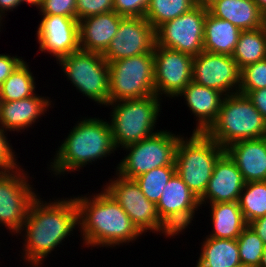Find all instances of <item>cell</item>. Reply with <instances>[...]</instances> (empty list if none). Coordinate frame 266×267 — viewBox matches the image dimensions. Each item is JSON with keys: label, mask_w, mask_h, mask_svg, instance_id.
I'll list each match as a JSON object with an SVG mask.
<instances>
[{"label": "cell", "mask_w": 266, "mask_h": 267, "mask_svg": "<svg viewBox=\"0 0 266 267\" xmlns=\"http://www.w3.org/2000/svg\"><path fill=\"white\" fill-rule=\"evenodd\" d=\"M184 135L176 148V173L200 199L206 191L215 164L225 153V149L206 133L192 132L186 137Z\"/></svg>", "instance_id": "obj_5"}, {"label": "cell", "mask_w": 266, "mask_h": 267, "mask_svg": "<svg viewBox=\"0 0 266 267\" xmlns=\"http://www.w3.org/2000/svg\"><path fill=\"white\" fill-rule=\"evenodd\" d=\"M51 99L36 92L33 96L18 101L0 102V126L10 133L22 134L29 131L42 116H46L50 108L55 107V102Z\"/></svg>", "instance_id": "obj_18"}, {"label": "cell", "mask_w": 266, "mask_h": 267, "mask_svg": "<svg viewBox=\"0 0 266 267\" xmlns=\"http://www.w3.org/2000/svg\"><path fill=\"white\" fill-rule=\"evenodd\" d=\"M39 15H59L76 18V0H43Z\"/></svg>", "instance_id": "obj_36"}, {"label": "cell", "mask_w": 266, "mask_h": 267, "mask_svg": "<svg viewBox=\"0 0 266 267\" xmlns=\"http://www.w3.org/2000/svg\"><path fill=\"white\" fill-rule=\"evenodd\" d=\"M26 170L20 167L0 172V227L12 237L21 231L31 201L39 194L33 185L34 177Z\"/></svg>", "instance_id": "obj_11"}, {"label": "cell", "mask_w": 266, "mask_h": 267, "mask_svg": "<svg viewBox=\"0 0 266 267\" xmlns=\"http://www.w3.org/2000/svg\"><path fill=\"white\" fill-rule=\"evenodd\" d=\"M241 70L232 56L200 52L193 57L192 81L225 96L239 93Z\"/></svg>", "instance_id": "obj_15"}, {"label": "cell", "mask_w": 266, "mask_h": 267, "mask_svg": "<svg viewBox=\"0 0 266 267\" xmlns=\"http://www.w3.org/2000/svg\"><path fill=\"white\" fill-rule=\"evenodd\" d=\"M150 0H113L114 11L123 17H144Z\"/></svg>", "instance_id": "obj_37"}, {"label": "cell", "mask_w": 266, "mask_h": 267, "mask_svg": "<svg viewBox=\"0 0 266 267\" xmlns=\"http://www.w3.org/2000/svg\"><path fill=\"white\" fill-rule=\"evenodd\" d=\"M153 58L155 95L165 102L175 99L192 81L193 56L155 43Z\"/></svg>", "instance_id": "obj_14"}, {"label": "cell", "mask_w": 266, "mask_h": 267, "mask_svg": "<svg viewBox=\"0 0 266 267\" xmlns=\"http://www.w3.org/2000/svg\"><path fill=\"white\" fill-rule=\"evenodd\" d=\"M194 267H242L236 239L202 238Z\"/></svg>", "instance_id": "obj_25"}, {"label": "cell", "mask_w": 266, "mask_h": 267, "mask_svg": "<svg viewBox=\"0 0 266 267\" xmlns=\"http://www.w3.org/2000/svg\"><path fill=\"white\" fill-rule=\"evenodd\" d=\"M37 195L29 206L24 225L16 235L22 239L20 258L30 267H43L52 252L79 231V212L74 195L43 200ZM52 199V200H51ZM23 234V235H22ZM72 235V236H70ZM66 242V243H64ZM56 249V250H55ZM52 253V254H51Z\"/></svg>", "instance_id": "obj_1"}, {"label": "cell", "mask_w": 266, "mask_h": 267, "mask_svg": "<svg viewBox=\"0 0 266 267\" xmlns=\"http://www.w3.org/2000/svg\"><path fill=\"white\" fill-rule=\"evenodd\" d=\"M74 124L47 163L50 175L59 180L62 175L80 172L117 152L109 120L85 115Z\"/></svg>", "instance_id": "obj_3"}, {"label": "cell", "mask_w": 266, "mask_h": 267, "mask_svg": "<svg viewBox=\"0 0 266 267\" xmlns=\"http://www.w3.org/2000/svg\"><path fill=\"white\" fill-rule=\"evenodd\" d=\"M183 134L161 129L149 138L124 147L121 150L126 154L116 163L114 172L134 180L154 168L175 165L177 144Z\"/></svg>", "instance_id": "obj_8"}, {"label": "cell", "mask_w": 266, "mask_h": 267, "mask_svg": "<svg viewBox=\"0 0 266 267\" xmlns=\"http://www.w3.org/2000/svg\"><path fill=\"white\" fill-rule=\"evenodd\" d=\"M115 175V176H114ZM102 187L114 198L130 217L137 229L145 236L146 232L173 239L175 235L161 222L156 205L149 201L135 180L121 177L116 172Z\"/></svg>", "instance_id": "obj_10"}, {"label": "cell", "mask_w": 266, "mask_h": 267, "mask_svg": "<svg viewBox=\"0 0 266 267\" xmlns=\"http://www.w3.org/2000/svg\"><path fill=\"white\" fill-rule=\"evenodd\" d=\"M114 11L113 0H76V19Z\"/></svg>", "instance_id": "obj_35"}, {"label": "cell", "mask_w": 266, "mask_h": 267, "mask_svg": "<svg viewBox=\"0 0 266 267\" xmlns=\"http://www.w3.org/2000/svg\"><path fill=\"white\" fill-rule=\"evenodd\" d=\"M205 4L211 15L230 21L241 31L261 28L266 22L253 0H208Z\"/></svg>", "instance_id": "obj_23"}, {"label": "cell", "mask_w": 266, "mask_h": 267, "mask_svg": "<svg viewBox=\"0 0 266 267\" xmlns=\"http://www.w3.org/2000/svg\"><path fill=\"white\" fill-rule=\"evenodd\" d=\"M198 0H150L144 18L156 30L163 23L188 12Z\"/></svg>", "instance_id": "obj_29"}, {"label": "cell", "mask_w": 266, "mask_h": 267, "mask_svg": "<svg viewBox=\"0 0 266 267\" xmlns=\"http://www.w3.org/2000/svg\"><path fill=\"white\" fill-rule=\"evenodd\" d=\"M236 240L242 267H259L265 245L263 240L249 225Z\"/></svg>", "instance_id": "obj_32"}, {"label": "cell", "mask_w": 266, "mask_h": 267, "mask_svg": "<svg viewBox=\"0 0 266 267\" xmlns=\"http://www.w3.org/2000/svg\"><path fill=\"white\" fill-rule=\"evenodd\" d=\"M20 7L19 0H0V27L3 29L7 13L14 12V9Z\"/></svg>", "instance_id": "obj_40"}, {"label": "cell", "mask_w": 266, "mask_h": 267, "mask_svg": "<svg viewBox=\"0 0 266 267\" xmlns=\"http://www.w3.org/2000/svg\"><path fill=\"white\" fill-rule=\"evenodd\" d=\"M209 209L211 232L206 235L213 238L237 239L248 225L239 207L238 201L209 203L201 207Z\"/></svg>", "instance_id": "obj_24"}, {"label": "cell", "mask_w": 266, "mask_h": 267, "mask_svg": "<svg viewBox=\"0 0 266 267\" xmlns=\"http://www.w3.org/2000/svg\"><path fill=\"white\" fill-rule=\"evenodd\" d=\"M43 0H19L20 2V6L24 3L25 4H28L29 6H35L38 10L40 9L41 7V3H42Z\"/></svg>", "instance_id": "obj_43"}, {"label": "cell", "mask_w": 266, "mask_h": 267, "mask_svg": "<svg viewBox=\"0 0 266 267\" xmlns=\"http://www.w3.org/2000/svg\"><path fill=\"white\" fill-rule=\"evenodd\" d=\"M208 0H198V2H200V3H205V2H207Z\"/></svg>", "instance_id": "obj_45"}, {"label": "cell", "mask_w": 266, "mask_h": 267, "mask_svg": "<svg viewBox=\"0 0 266 267\" xmlns=\"http://www.w3.org/2000/svg\"><path fill=\"white\" fill-rule=\"evenodd\" d=\"M23 61L0 86V102L18 101L33 96L37 91L36 78L30 65Z\"/></svg>", "instance_id": "obj_28"}, {"label": "cell", "mask_w": 266, "mask_h": 267, "mask_svg": "<svg viewBox=\"0 0 266 267\" xmlns=\"http://www.w3.org/2000/svg\"><path fill=\"white\" fill-rule=\"evenodd\" d=\"M36 29L39 51L54 57V63L80 50L79 22L76 18L59 15H41Z\"/></svg>", "instance_id": "obj_17"}, {"label": "cell", "mask_w": 266, "mask_h": 267, "mask_svg": "<svg viewBox=\"0 0 266 267\" xmlns=\"http://www.w3.org/2000/svg\"><path fill=\"white\" fill-rule=\"evenodd\" d=\"M156 210L161 222L179 237L190 229V225L193 226L192 221L202 208L197 196L175 173L165 185Z\"/></svg>", "instance_id": "obj_13"}, {"label": "cell", "mask_w": 266, "mask_h": 267, "mask_svg": "<svg viewBox=\"0 0 266 267\" xmlns=\"http://www.w3.org/2000/svg\"><path fill=\"white\" fill-rule=\"evenodd\" d=\"M101 188L97 193L74 196L79 212L81 247L93 250L131 246L144 235L114 198Z\"/></svg>", "instance_id": "obj_2"}, {"label": "cell", "mask_w": 266, "mask_h": 267, "mask_svg": "<svg viewBox=\"0 0 266 267\" xmlns=\"http://www.w3.org/2000/svg\"><path fill=\"white\" fill-rule=\"evenodd\" d=\"M244 185L241 172L225 152L215 164L200 205L238 201Z\"/></svg>", "instance_id": "obj_19"}, {"label": "cell", "mask_w": 266, "mask_h": 267, "mask_svg": "<svg viewBox=\"0 0 266 267\" xmlns=\"http://www.w3.org/2000/svg\"><path fill=\"white\" fill-rule=\"evenodd\" d=\"M259 267H266V244L264 245V251H263V255L261 257Z\"/></svg>", "instance_id": "obj_44"}, {"label": "cell", "mask_w": 266, "mask_h": 267, "mask_svg": "<svg viewBox=\"0 0 266 267\" xmlns=\"http://www.w3.org/2000/svg\"><path fill=\"white\" fill-rule=\"evenodd\" d=\"M266 244V215L248 224Z\"/></svg>", "instance_id": "obj_41"}, {"label": "cell", "mask_w": 266, "mask_h": 267, "mask_svg": "<svg viewBox=\"0 0 266 267\" xmlns=\"http://www.w3.org/2000/svg\"><path fill=\"white\" fill-rule=\"evenodd\" d=\"M24 60L17 54L15 56L11 53L0 54V86Z\"/></svg>", "instance_id": "obj_38"}, {"label": "cell", "mask_w": 266, "mask_h": 267, "mask_svg": "<svg viewBox=\"0 0 266 267\" xmlns=\"http://www.w3.org/2000/svg\"><path fill=\"white\" fill-rule=\"evenodd\" d=\"M240 32L230 21L219 19L208 12L204 21V51L232 56Z\"/></svg>", "instance_id": "obj_26"}, {"label": "cell", "mask_w": 266, "mask_h": 267, "mask_svg": "<svg viewBox=\"0 0 266 267\" xmlns=\"http://www.w3.org/2000/svg\"><path fill=\"white\" fill-rule=\"evenodd\" d=\"M224 149L241 140L266 136V121L246 95L224 97L215 122L205 132Z\"/></svg>", "instance_id": "obj_6"}, {"label": "cell", "mask_w": 266, "mask_h": 267, "mask_svg": "<svg viewBox=\"0 0 266 267\" xmlns=\"http://www.w3.org/2000/svg\"><path fill=\"white\" fill-rule=\"evenodd\" d=\"M181 98L194 116L192 132L205 133L215 122L225 95L213 88L191 81L174 99Z\"/></svg>", "instance_id": "obj_20"}, {"label": "cell", "mask_w": 266, "mask_h": 267, "mask_svg": "<svg viewBox=\"0 0 266 267\" xmlns=\"http://www.w3.org/2000/svg\"><path fill=\"white\" fill-rule=\"evenodd\" d=\"M232 58L241 70L266 58V24L255 30L241 31Z\"/></svg>", "instance_id": "obj_27"}, {"label": "cell", "mask_w": 266, "mask_h": 267, "mask_svg": "<svg viewBox=\"0 0 266 267\" xmlns=\"http://www.w3.org/2000/svg\"><path fill=\"white\" fill-rule=\"evenodd\" d=\"M266 88V58L241 69L239 93Z\"/></svg>", "instance_id": "obj_33"}, {"label": "cell", "mask_w": 266, "mask_h": 267, "mask_svg": "<svg viewBox=\"0 0 266 267\" xmlns=\"http://www.w3.org/2000/svg\"><path fill=\"white\" fill-rule=\"evenodd\" d=\"M262 16L266 19V0H253Z\"/></svg>", "instance_id": "obj_42"}, {"label": "cell", "mask_w": 266, "mask_h": 267, "mask_svg": "<svg viewBox=\"0 0 266 267\" xmlns=\"http://www.w3.org/2000/svg\"><path fill=\"white\" fill-rule=\"evenodd\" d=\"M246 96L266 121V88L249 91Z\"/></svg>", "instance_id": "obj_39"}, {"label": "cell", "mask_w": 266, "mask_h": 267, "mask_svg": "<svg viewBox=\"0 0 266 267\" xmlns=\"http://www.w3.org/2000/svg\"><path fill=\"white\" fill-rule=\"evenodd\" d=\"M239 207L247 224L266 215V181L247 182L240 193Z\"/></svg>", "instance_id": "obj_30"}, {"label": "cell", "mask_w": 266, "mask_h": 267, "mask_svg": "<svg viewBox=\"0 0 266 267\" xmlns=\"http://www.w3.org/2000/svg\"><path fill=\"white\" fill-rule=\"evenodd\" d=\"M123 18L115 11H111L79 20L80 50L103 54Z\"/></svg>", "instance_id": "obj_21"}, {"label": "cell", "mask_w": 266, "mask_h": 267, "mask_svg": "<svg viewBox=\"0 0 266 267\" xmlns=\"http://www.w3.org/2000/svg\"><path fill=\"white\" fill-rule=\"evenodd\" d=\"M225 152L247 182L266 181V136L230 144Z\"/></svg>", "instance_id": "obj_22"}, {"label": "cell", "mask_w": 266, "mask_h": 267, "mask_svg": "<svg viewBox=\"0 0 266 267\" xmlns=\"http://www.w3.org/2000/svg\"><path fill=\"white\" fill-rule=\"evenodd\" d=\"M56 64L73 89L105 108L109 103L110 71L102 54L79 50L60 58Z\"/></svg>", "instance_id": "obj_7"}, {"label": "cell", "mask_w": 266, "mask_h": 267, "mask_svg": "<svg viewBox=\"0 0 266 267\" xmlns=\"http://www.w3.org/2000/svg\"><path fill=\"white\" fill-rule=\"evenodd\" d=\"M208 9L198 3L188 12L169 20L155 30L158 46L197 56L204 51V21Z\"/></svg>", "instance_id": "obj_12"}, {"label": "cell", "mask_w": 266, "mask_h": 267, "mask_svg": "<svg viewBox=\"0 0 266 267\" xmlns=\"http://www.w3.org/2000/svg\"><path fill=\"white\" fill-rule=\"evenodd\" d=\"M8 133L0 126V172H10L22 167Z\"/></svg>", "instance_id": "obj_34"}, {"label": "cell", "mask_w": 266, "mask_h": 267, "mask_svg": "<svg viewBox=\"0 0 266 267\" xmlns=\"http://www.w3.org/2000/svg\"><path fill=\"white\" fill-rule=\"evenodd\" d=\"M109 103L155 95L153 53L108 63Z\"/></svg>", "instance_id": "obj_9"}, {"label": "cell", "mask_w": 266, "mask_h": 267, "mask_svg": "<svg viewBox=\"0 0 266 267\" xmlns=\"http://www.w3.org/2000/svg\"><path fill=\"white\" fill-rule=\"evenodd\" d=\"M175 173V165L162 166L154 168L151 171L136 177L134 180L140 186L145 197L156 205L162 195L165 185Z\"/></svg>", "instance_id": "obj_31"}, {"label": "cell", "mask_w": 266, "mask_h": 267, "mask_svg": "<svg viewBox=\"0 0 266 267\" xmlns=\"http://www.w3.org/2000/svg\"><path fill=\"white\" fill-rule=\"evenodd\" d=\"M155 43V29L144 17H124L102 55L110 63L144 53H153Z\"/></svg>", "instance_id": "obj_16"}, {"label": "cell", "mask_w": 266, "mask_h": 267, "mask_svg": "<svg viewBox=\"0 0 266 267\" xmlns=\"http://www.w3.org/2000/svg\"><path fill=\"white\" fill-rule=\"evenodd\" d=\"M163 99L150 95L139 99H128L108 103V114L113 143L117 151L149 138L159 132ZM160 112V113H159ZM111 118V119H110ZM157 128V129H156Z\"/></svg>", "instance_id": "obj_4"}]
</instances>
